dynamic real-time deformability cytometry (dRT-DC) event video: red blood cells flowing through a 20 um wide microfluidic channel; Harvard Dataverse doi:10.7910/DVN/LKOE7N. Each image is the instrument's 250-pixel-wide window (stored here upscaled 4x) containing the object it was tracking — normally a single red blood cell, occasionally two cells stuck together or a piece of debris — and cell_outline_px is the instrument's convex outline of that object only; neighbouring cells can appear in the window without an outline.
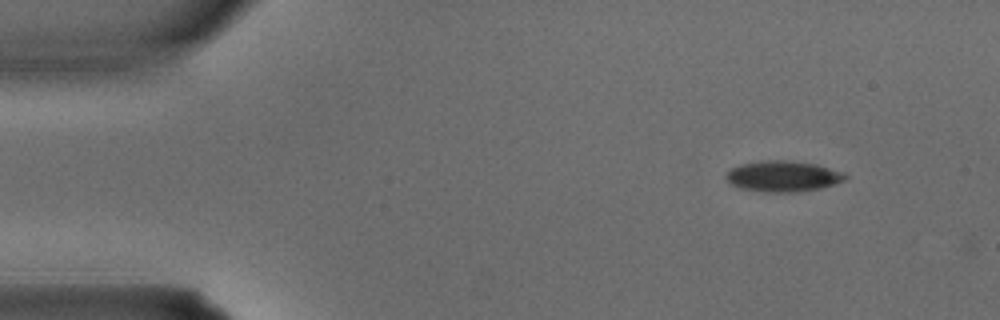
{"species": "common noctule bat (a hibernating species)", "species_latin": "Nyctalus noctula", "temperature_condition": "warm", "stored_images_in_passage": 3, "camera_frame_rate_fps": 3000, "um_per_image_px": 0.085, "animal": {"sex": "male", "body_mass_g": 15.6}, "frame": {"image": 1, "passage_image": 1, "time_ms": 0.0, "image_size_px": [1000, 320], "cell_outline_px": [[848, 176], [844, 180], [820, 188], [800, 192], [764, 192], [740, 188], [732, 184], [724, 176], [732, 168], [740, 164], [764, 160], [784, 160], [816, 164], [844, 172]], "centroid_in_image_um": [66.55, 14.98], "position_along_channel_um": 18.4, "area_um2": 21.33}}